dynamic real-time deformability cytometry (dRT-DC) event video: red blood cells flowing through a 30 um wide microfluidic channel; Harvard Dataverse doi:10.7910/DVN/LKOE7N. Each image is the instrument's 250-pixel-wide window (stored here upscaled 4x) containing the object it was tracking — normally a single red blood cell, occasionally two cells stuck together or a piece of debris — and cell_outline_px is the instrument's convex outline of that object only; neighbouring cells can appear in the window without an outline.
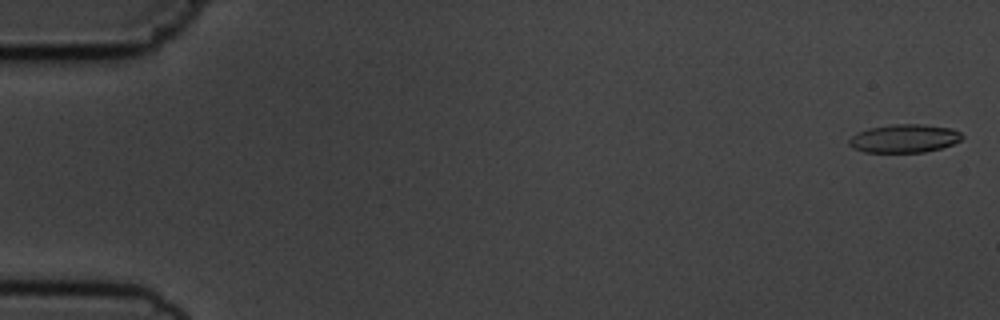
{"species": "common noctule bat (a hibernating species)", "species_latin": "Nyctalus noctula", "temperature_condition": "cold", "stored_images_in_passage": 11, "camera_frame_rate_fps": 3000, "um_per_image_px": 0.085, "animal": {"sex": "male", "body_mass_g": 19.5, "forearm_length_mm": 54.6}, "frame": {"image": 1, "passage_image": 1, "time_ms": 0.0, "image_size_px": [1000, 320], "cell_outline_px": [[964, 136], [960, 140], [952, 144], [940, 148], [924, 152], [864, 152], [852, 148], [848, 144], [848, 140], [852, 136], [860, 132], [872, 128], [892, 124], [920, 124], [952, 128], [960, 132]], "centroid_in_image_um": [76.87, 11.77], "position_along_channel_um": 8.1, "area_um2": 18.5}}
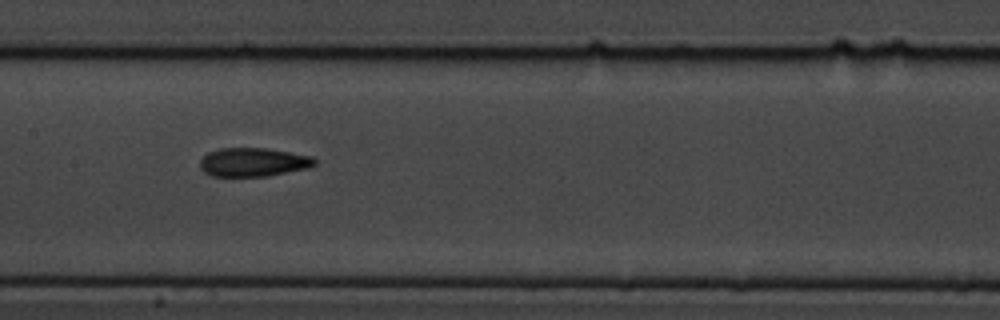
{"frame": {"image": 2, "passage_image": 8, "time_ms": 8.667, "image_size_px": [1000, 320], "cell_outline_px": [[316, 164], [308, 168], [268, 176], [212, 176], [204, 172], [200, 168], [200, 160], [208, 152], [220, 148], [268, 148], [312, 156], [316, 160]], "centroid_in_image_um": [21.53, 13.78], "position_along_channel_um": 185.9, "area_um2": 19.25}}
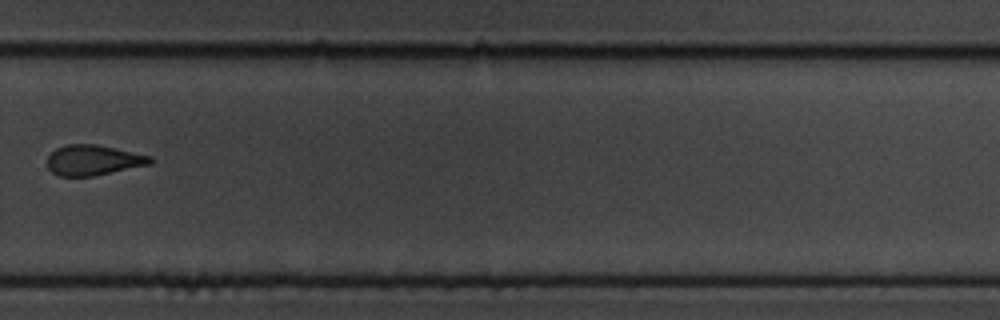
{"frame": {"image": 3, "passage_image": 11, "time_ms": 12.333, "image_size_px": [1000, 320], "cell_outline_px": [[156, 160], [152, 164], [92, 176], [60, 176], [52, 172], [48, 168], [48, 156], [56, 148], [68, 144], [96, 144], [152, 156]], "centroid_in_image_um": [7.96, 13.61], "position_along_channel_um": 321.8, "area_um2": 18.21}}